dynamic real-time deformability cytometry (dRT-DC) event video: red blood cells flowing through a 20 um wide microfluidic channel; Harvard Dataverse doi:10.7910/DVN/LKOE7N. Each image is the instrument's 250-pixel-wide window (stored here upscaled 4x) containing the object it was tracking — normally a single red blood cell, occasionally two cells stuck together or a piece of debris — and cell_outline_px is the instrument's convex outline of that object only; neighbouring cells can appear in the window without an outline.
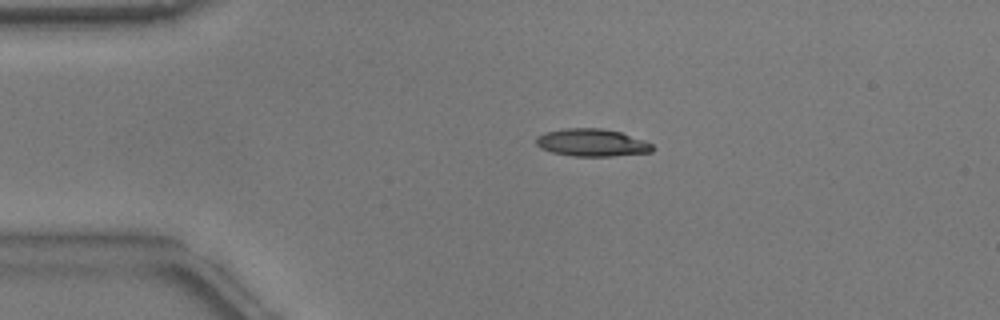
{"species": "common noctule bat (a hibernating species)", "species_latin": "Nyctalus noctula", "temperature_condition": "warm", "stored_images_in_passage": 51, "camera_frame_rate_fps": 3000, "um_per_image_px": 0.085, "animal": {"sex": "male", "body_mass_g": 17.9}, "frame": {"image": 1, "passage_image": 9, "time_ms": 2.667, "image_size_px": [1000, 320], "cell_outline_px": [[656, 148], [652, 152], [612, 156], [572, 156], [552, 152], [540, 148], [536, 144], [536, 136], [544, 132], [564, 128], [600, 128], [620, 132], [644, 140], [652, 144]], "centroid_in_image_um": [50.31, 12.12], "position_along_channel_um": 34.7, "area_um2": 18.79}}
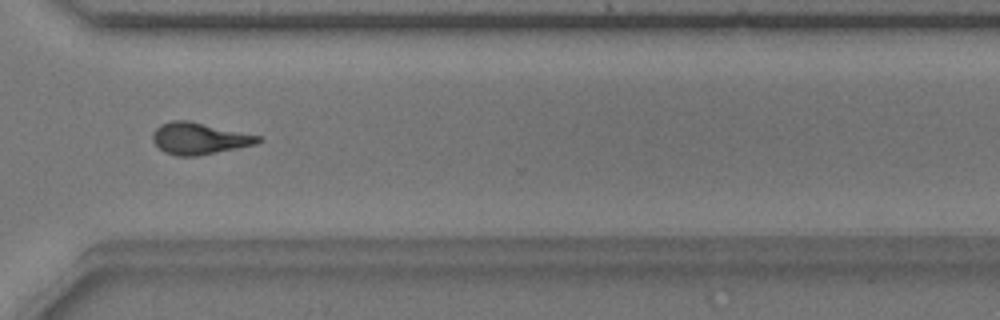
{"frame": {"image": 2, "passage_image": 37, "time_ms": 12.0, "image_size_px": [1000, 320], "cell_outline_px": [[260, 140], [256, 144], [196, 156], [176, 156], [164, 152], [152, 140], [152, 132], [160, 124], [172, 120], [188, 120], [260, 136]], "centroid_in_image_um": [16.87, 11.76], "position_along_channel_um": 353.7, "area_um2": 19.25}}
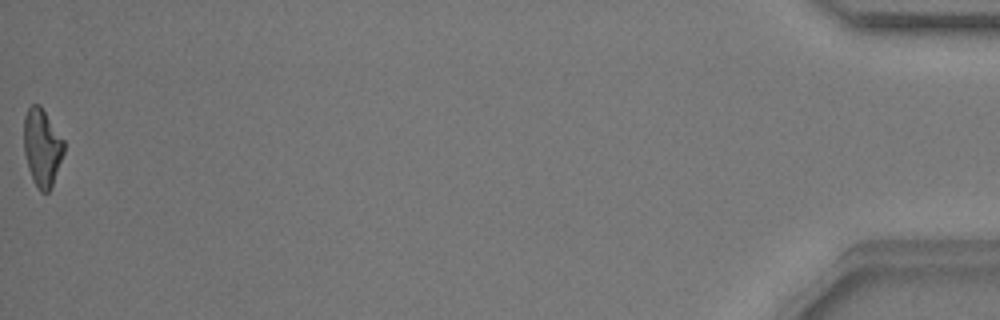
{"frame": {"image": 3, "passage_image": 51, "time_ms": 16.667, "image_size_px": [1000, 320], "cell_outline_px": [[64, 152], [52, 188], [48, 192], [40, 192], [36, 188], [32, 180], [28, 168], [24, 152], [24, 116], [28, 108], [32, 104], [40, 104], [64, 140]], "centroid_in_image_um": [3.57, 12.56], "position_along_channel_um": 431.6, "area_um2": 18.32}, "authors_computed_cell_mechanics": {"area_um2": 18.785, "velocity_mm_per_s": 3.8137, "shape_relaxation_time_tau1_ms": 5.9033, "shape_relaxation_time_tau2_ms": 3.0884, "deformation_change_tau1": 0.1951, "deformation_change_tau2": 0.1293}}